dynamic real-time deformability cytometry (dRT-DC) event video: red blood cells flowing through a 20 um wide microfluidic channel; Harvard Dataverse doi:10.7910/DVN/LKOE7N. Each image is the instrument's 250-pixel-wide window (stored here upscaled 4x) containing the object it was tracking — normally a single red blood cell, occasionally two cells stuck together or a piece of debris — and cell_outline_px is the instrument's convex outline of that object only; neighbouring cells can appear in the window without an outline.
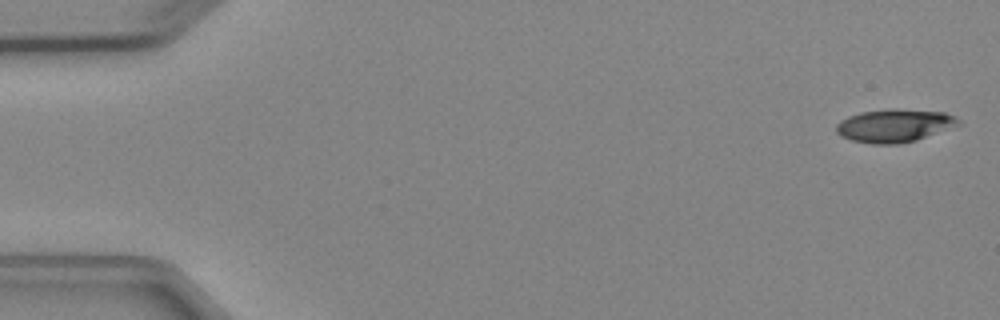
{"species": "Egyptian fruit bat (a non-hibernating species)", "species_latin": "Rousettus aegyptiacus", "temperature_condition": "cold", "stored_images_in_passage": 4, "camera_frame_rate_fps": 3000, "um_per_image_px": 0.085, "animal": {"sex": "female"}, "frame": {"image": 1, "passage_image": 1, "time_ms": 0.0, "image_size_px": [1000, 320], "cell_outline_px": [[960, 124], [916, 140], [896, 144], [872, 144], [852, 140], [840, 136], [836, 132], [836, 124], [840, 120], [848, 116], [860, 112], [888, 108], [896, 108], [944, 112], [956, 116], [960, 120]], "centroid_in_image_um": [75.99, 10.66], "position_along_channel_um": 9.0, "area_um2": 23.64}}
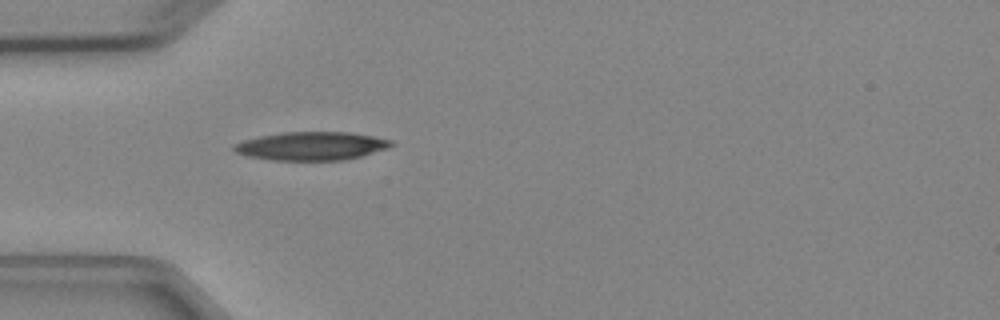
{"frame": {"image": 2, "passage_image": 4, "time_ms": 4.667, "image_size_px": [1000, 320], "cell_outline_px": [[392, 144], [388, 148], [360, 156], [344, 160], [272, 160], [248, 156], [236, 152], [232, 148], [232, 144], [244, 140], [260, 136], [284, 132], [348, 132], [372, 136], [392, 140]], "centroid_in_image_um": [26.44, 12.41], "position_along_channel_um": 58.6, "area_um2": 25.84}}